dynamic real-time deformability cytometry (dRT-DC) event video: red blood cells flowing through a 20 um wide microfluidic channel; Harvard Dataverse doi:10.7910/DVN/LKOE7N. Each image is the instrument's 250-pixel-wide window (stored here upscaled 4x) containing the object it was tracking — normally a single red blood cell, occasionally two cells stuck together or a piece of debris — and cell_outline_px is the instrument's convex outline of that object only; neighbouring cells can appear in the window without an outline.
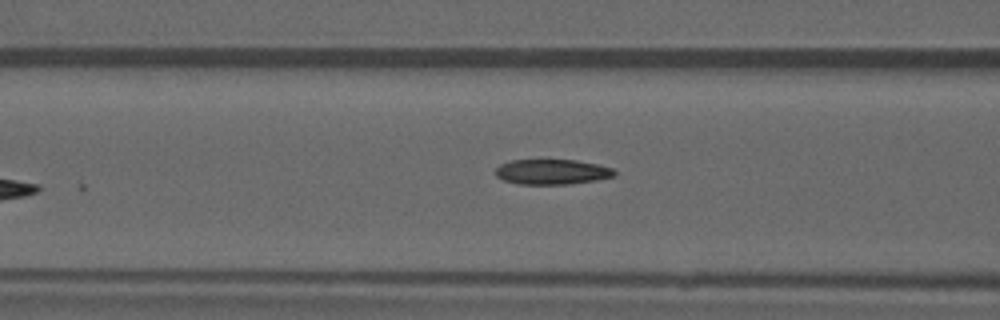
{"species": "common noctule bat (a hibernating species)", "species_latin": "Nyctalus noctula", "temperature_condition": "warm", "stored_images_in_passage": 4, "camera_frame_rate_fps": 3000, "um_per_image_px": 0.085, "animal": {"sex": "male", "forearm_length_mm": 52.5}, "frame": {"image": 1, "passage_image": 4, "time_ms": 3.667, "image_size_px": [1000, 320], "cell_outline_px": [[616, 172], [612, 176], [596, 180], [568, 184], [516, 184], [504, 180], [496, 176], [496, 168], [500, 164], [512, 160], [576, 160], [600, 164], [612, 168]], "centroid_in_image_um": [46.91, 14.6], "position_along_channel_um": 119.7, "area_um2": 17.4}}